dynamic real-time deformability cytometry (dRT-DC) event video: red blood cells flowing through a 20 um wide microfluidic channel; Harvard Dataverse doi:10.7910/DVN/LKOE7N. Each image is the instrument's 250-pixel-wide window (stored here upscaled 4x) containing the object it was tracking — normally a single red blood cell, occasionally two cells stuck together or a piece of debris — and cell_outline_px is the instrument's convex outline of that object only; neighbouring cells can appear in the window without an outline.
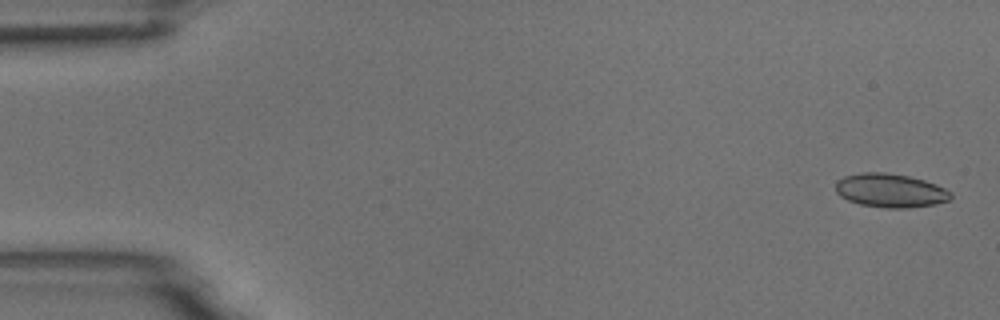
{"species": "common noctule bat (a hibernating species)", "species_latin": "Nyctalus noctula", "temperature_condition": "room temperature", "stored_images_in_passage": 4, "camera_frame_rate_fps": 3000, "um_per_image_px": 0.085, "animal": {"sex": "male", "body_mass_g": 18.8}, "frame": {"image": 1, "passage_image": 1, "time_ms": 0.0, "image_size_px": [1000, 320], "cell_outline_px": [[952, 196], [948, 200], [936, 204], [908, 208], [888, 208], [860, 204], [848, 200], [840, 196], [836, 192], [836, 180], [844, 176], [864, 172], [884, 172], [908, 176], [924, 180], [936, 184], [952, 192]], "centroid_in_image_um": [75.68, 16.19], "position_along_channel_um": 9.3, "area_um2": 22.66}}
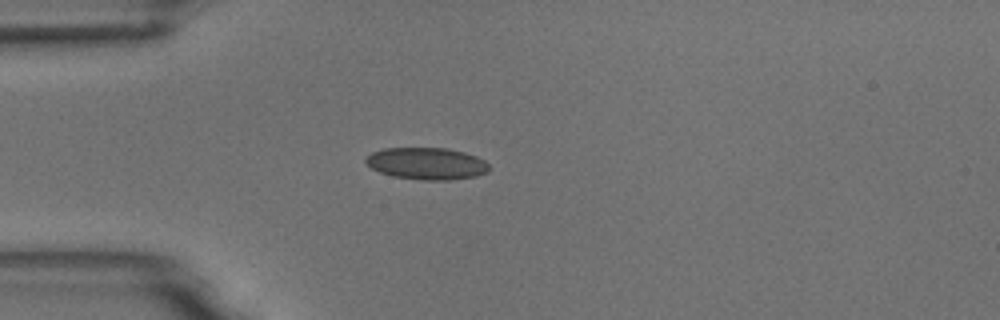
{"frame": {"image": 2, "passage_image": 4, "time_ms": 4.333, "image_size_px": [1000, 320], "cell_outline_px": [[488, 172], [476, 176], [448, 180], [420, 180], [392, 176], [380, 172], [372, 168], [364, 160], [372, 152], [384, 148], [448, 148], [464, 152], [476, 156], [484, 160], [488, 164]], "centroid_in_image_um": [36.27, 13.9], "position_along_channel_um": 48.7, "area_um2": 22.95}}